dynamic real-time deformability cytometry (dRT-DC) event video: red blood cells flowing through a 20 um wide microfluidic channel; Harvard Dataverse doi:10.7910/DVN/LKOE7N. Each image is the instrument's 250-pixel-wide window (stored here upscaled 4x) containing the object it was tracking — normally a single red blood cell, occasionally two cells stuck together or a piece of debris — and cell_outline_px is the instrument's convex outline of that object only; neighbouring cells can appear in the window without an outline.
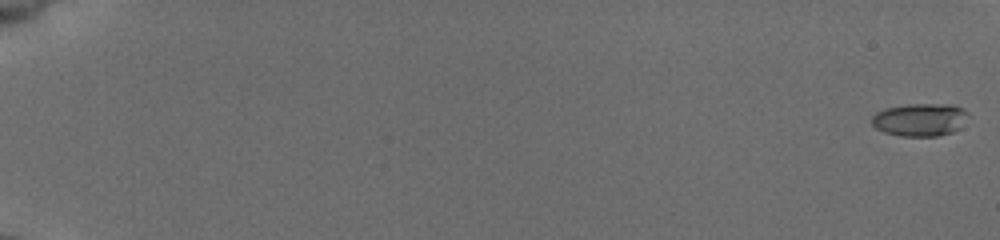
{"species": "common noctule bat (a hibernating species)", "species_latin": "Nyctalus noctula", "temperature_condition": "cold", "stored_images_in_passage": 50, "camera_frame_rate_fps": 3000, "um_per_image_px": 0.085, "animal": {"sex": "female", "body_mass_g": 19.5, "forearm_length_mm": 54.1}, "frame": {"image": 1, "passage_image": 1, "time_ms": 0.0, "image_size_px": [1000, 240], "cell_outline_px": [[968, 112], [960, 128], [952, 132], [936, 136], [900, 136], [884, 132], [876, 128], [872, 124], [872, 116], [876, 112], [884, 108], [908, 104], [952, 104], [964, 108]], "centroid_in_image_um": [78.18, 10.16], "position_along_channel_um": 6.8, "area_um2": 18.5}}
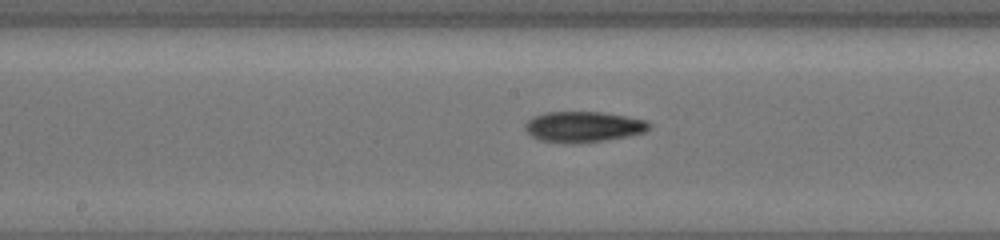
{"frame": {"image": 2, "passage_image": 32, "time_ms": 10.333, "image_size_px": [1000, 240], "cell_outline_px": [[652, 128], [644, 132], [628, 136], [604, 140], [576, 144], [568, 144], [540, 140], [532, 136], [524, 128], [524, 124], [532, 116], [548, 112], [600, 112], [624, 116], [644, 120], [652, 124]], "centroid_in_image_um": [49.57, 10.78], "position_along_channel_um": 198.6, "area_um2": 22.25}}
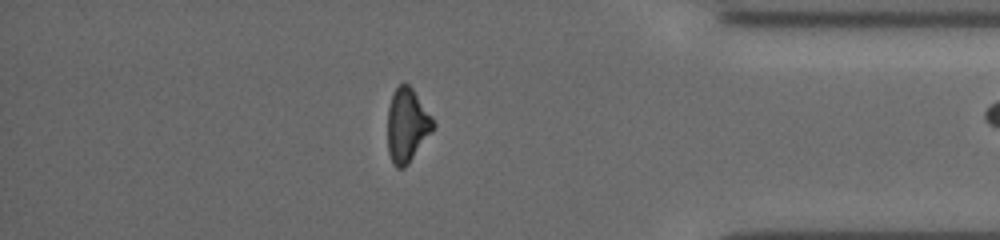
{"frame": {"image": 3, "passage_image": 49, "time_ms": 16.0, "image_size_px": [1000, 240], "cell_outline_px": [[436, 124], [432, 132], [408, 164], [404, 168], [396, 168], [392, 164], [388, 152], [388, 108], [392, 96], [396, 88], [404, 80], [412, 88], [432, 116]], "centroid_in_image_um": [34.6, 10.65], "position_along_channel_um": 400.6, "area_um2": 19.71}}